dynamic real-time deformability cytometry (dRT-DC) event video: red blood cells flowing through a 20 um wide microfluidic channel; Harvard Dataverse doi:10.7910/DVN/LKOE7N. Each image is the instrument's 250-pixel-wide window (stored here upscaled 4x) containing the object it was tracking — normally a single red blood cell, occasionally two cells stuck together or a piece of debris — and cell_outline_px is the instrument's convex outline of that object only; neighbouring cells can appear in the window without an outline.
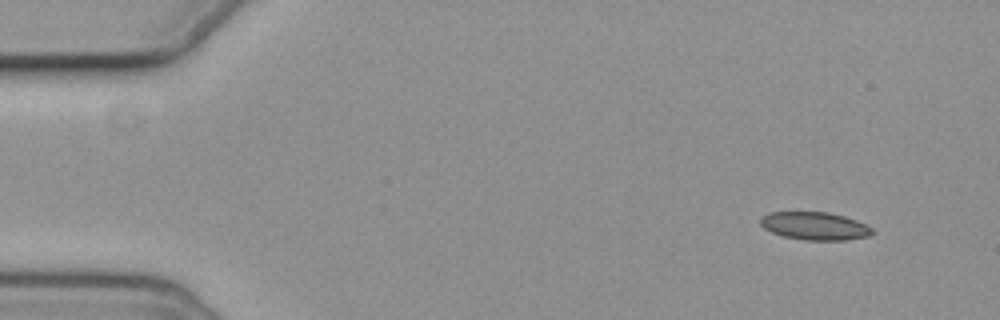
{"species": "common noctule bat (a hibernating species)", "species_latin": "Nyctalus noctula", "temperature_condition": "cold", "stored_images_in_passage": 4, "camera_frame_rate_fps": 3000, "um_per_image_px": 0.085, "animal": {"sex": "female", "body_mass_g": 19.3, "forearm_length_mm": 54.1}, "frame": {"image": 1, "passage_image": 1, "time_ms": 0.0, "image_size_px": [1000, 320], "cell_outline_px": [[872, 232], [868, 236], [844, 240], [804, 240], [784, 236], [772, 232], [764, 228], [760, 224], [760, 216], [768, 212], [828, 212], [844, 216], [856, 220], [872, 228]], "centroid_in_image_um": [69.21, 19.2], "position_along_channel_um": 15.8, "area_um2": 18.09}}
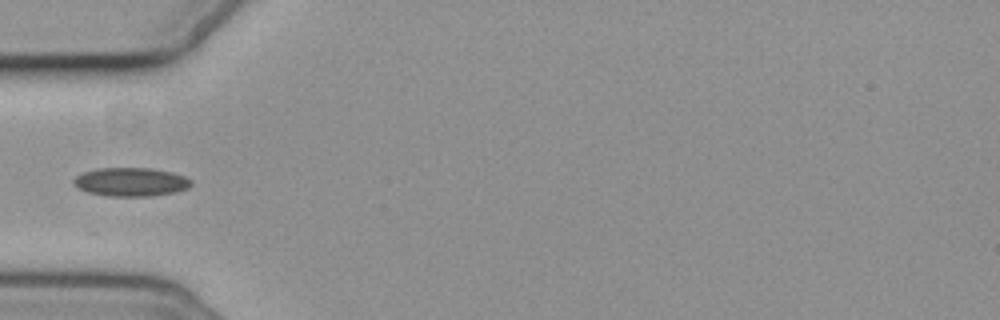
{"frame": {"image": 2, "passage_image": 4, "time_ms": 4.667, "image_size_px": [1000, 320], "cell_outline_px": [[192, 184], [188, 188], [176, 192], [152, 196], [108, 196], [88, 192], [76, 188], [72, 184], [72, 180], [76, 176], [84, 172], [96, 168], [152, 168], [172, 172], [184, 176], [192, 180]], "centroid_in_image_um": [11.11, 15.46], "position_along_channel_um": 73.9, "area_um2": 19.83}}